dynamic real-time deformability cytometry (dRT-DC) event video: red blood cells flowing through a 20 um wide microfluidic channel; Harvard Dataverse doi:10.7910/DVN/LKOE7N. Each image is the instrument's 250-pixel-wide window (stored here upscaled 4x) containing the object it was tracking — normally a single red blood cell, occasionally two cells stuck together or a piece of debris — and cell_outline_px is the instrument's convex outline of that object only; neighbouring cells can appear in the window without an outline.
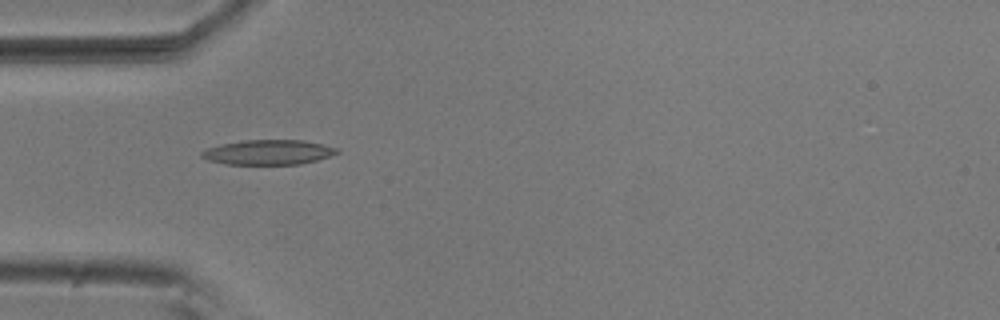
{"species": "common noctule bat (a hibernating species)", "species_latin": "Nyctalus noctula", "temperature_condition": "room temperature", "stored_images_in_passage": 3, "camera_frame_rate_fps": 3000, "um_per_image_px": 0.085, "animal": {"sex": "male", "body_mass_g": 20.5, "forearm_length_mm": 52.5}, "frame": {"image": 1, "passage_image": 2, "time_ms": 0.333, "image_size_px": [1000, 320], "cell_outline_px": [[340, 152], [316, 160], [300, 164], [228, 164], [208, 160], [200, 156], [200, 152], [208, 148], [240, 140], [304, 140], [336, 148]], "centroid_in_image_um": [22.78, 12.94], "position_along_channel_um": 62.2, "area_um2": 19.31}}
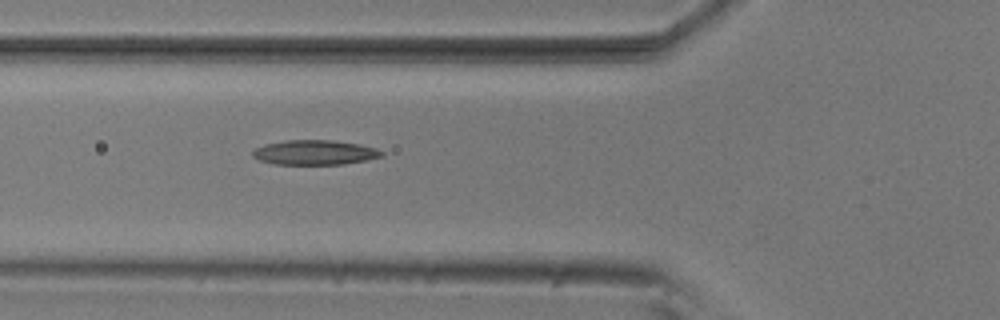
{"frame": {"image": 2, "passage_image": 3, "time_ms": 0.667, "image_size_px": [1000, 320], "cell_outline_px": [[384, 156], [344, 164], [272, 164], [260, 160], [252, 156], [252, 152], [256, 148], [264, 144], [284, 140], [332, 140], [360, 144], [376, 148], [384, 152]], "centroid_in_image_um": [26.75, 12.95], "position_along_channel_um": 99.1, "area_um2": 18.61}}